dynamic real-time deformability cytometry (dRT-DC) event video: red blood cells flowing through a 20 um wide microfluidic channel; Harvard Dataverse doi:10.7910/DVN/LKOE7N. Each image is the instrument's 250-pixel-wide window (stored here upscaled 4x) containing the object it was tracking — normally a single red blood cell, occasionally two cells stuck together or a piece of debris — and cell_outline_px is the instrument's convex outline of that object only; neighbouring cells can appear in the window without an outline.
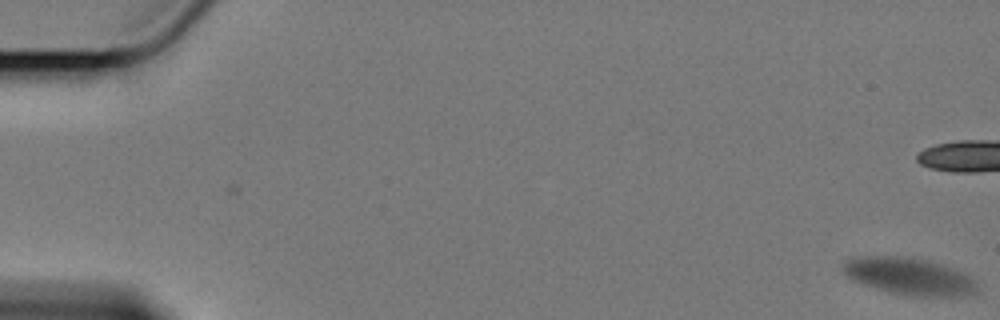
{"species": "Egyptian fruit bat (a non-hibernating species)", "species_latin": "Rousettus aegyptiacus", "temperature_condition": "cold", "stored_images_in_passage": 3, "camera_frame_rate_fps": 3000, "um_per_image_px": 0.085, "animal": {"sex": "female"}, "frame": {"image": 1, "passage_image": 3, "time_ms": 0.667, "image_size_px": [1000, 320], "cell_outline_px": [[976, 292], [960, 296], [912, 296], [892, 292], [876, 288], [852, 280], [840, 268], [840, 264], [844, 260], [852, 256], [904, 256], [928, 260], [944, 264], [956, 268], [972, 276], [976, 280]], "centroid_in_image_um": [77.27, 23.45], "position_along_channel_um": 7.7, "area_um2": 29.42}}